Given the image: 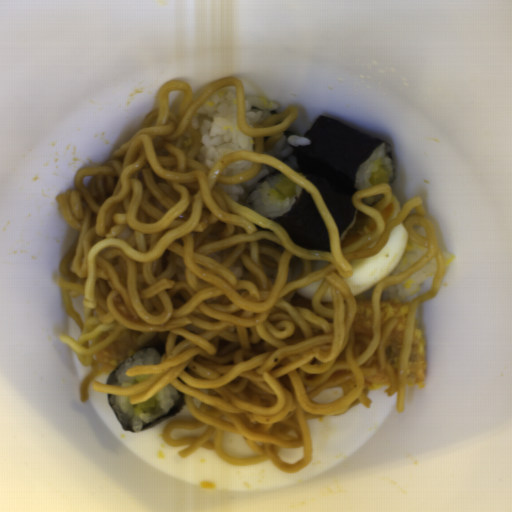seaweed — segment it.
<instances>
[{"label": "seaweed", "instance_id": "seaweed-1", "mask_svg": "<svg viewBox=\"0 0 512 512\" xmlns=\"http://www.w3.org/2000/svg\"><path fill=\"white\" fill-rule=\"evenodd\" d=\"M301 137L310 143L293 147L299 162L295 171L318 190L341 237L356 213L353 197L360 190L356 188L359 167L382 144L392 159L391 147L384 140L320 114Z\"/></svg>", "mask_w": 512, "mask_h": 512}, {"label": "seaweed", "instance_id": "seaweed-2", "mask_svg": "<svg viewBox=\"0 0 512 512\" xmlns=\"http://www.w3.org/2000/svg\"><path fill=\"white\" fill-rule=\"evenodd\" d=\"M267 218L282 226L295 245L306 250L331 252L328 229L310 194L303 188L288 212Z\"/></svg>", "mask_w": 512, "mask_h": 512}, {"label": "seaweed", "instance_id": "seaweed-3", "mask_svg": "<svg viewBox=\"0 0 512 512\" xmlns=\"http://www.w3.org/2000/svg\"><path fill=\"white\" fill-rule=\"evenodd\" d=\"M177 392L179 394V397L175 401L173 406L170 408V410L168 412H166L165 414H163L162 416H160L159 418L155 419L154 421L144 425L143 428L140 431H138V432H142V431H146L148 429H151L155 425L170 419L171 417H173L175 414H177L183 408V406L185 405L184 393H182L180 391H177ZM110 396H114V395L112 393H108V395H107L108 404H109L110 408L112 409L113 413L115 414V416H116L117 420L119 421L120 425L122 426L123 430L124 431L133 432V433H138V432H134L133 430H131V429H129L126 426L123 425V423L121 422L120 418L118 417V415L116 414V412H115V410H114V408L112 406V403L110 401Z\"/></svg>", "mask_w": 512, "mask_h": 512}, {"label": "seaweed", "instance_id": "seaweed-4", "mask_svg": "<svg viewBox=\"0 0 512 512\" xmlns=\"http://www.w3.org/2000/svg\"><path fill=\"white\" fill-rule=\"evenodd\" d=\"M141 349H154L158 352L159 356H160V360L166 355V350L164 349L163 346H146V347H142L140 348L139 350ZM139 350H137L136 352H138ZM136 352H134L132 355H134ZM132 355H130L129 357H127L125 360H123L120 364H118L109 374L108 378H107V381H106V384L109 385V380L110 378L113 376V374L115 373V371L118 369V367L123 364L127 359H129Z\"/></svg>", "mask_w": 512, "mask_h": 512}]
</instances>
